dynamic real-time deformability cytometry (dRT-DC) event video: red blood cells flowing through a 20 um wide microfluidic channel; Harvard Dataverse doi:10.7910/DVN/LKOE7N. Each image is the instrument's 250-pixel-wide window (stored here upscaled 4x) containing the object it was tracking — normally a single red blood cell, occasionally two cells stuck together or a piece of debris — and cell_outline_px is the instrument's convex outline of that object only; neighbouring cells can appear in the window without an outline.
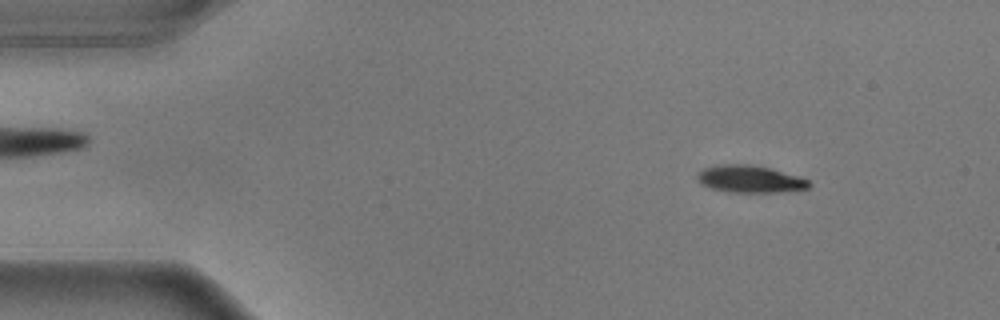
{"species": "common noctule bat (a hibernating species)", "species_latin": "Nyctalus noctula", "temperature_condition": "warm", "stored_images_in_passage": 56, "camera_frame_rate_fps": 3000, "um_per_image_px": 0.085, "animal": {"sex": "male", "body_mass_g": 17.9}, "frame": {"image": 1, "passage_image": 7, "time_ms": 2.0, "image_size_px": [1000, 320], "cell_outline_px": [[812, 184], [808, 188], [776, 192], [728, 192], [712, 188], [704, 184], [696, 176], [704, 168], [720, 164], [752, 164], [800, 176], [808, 180]], "centroid_in_image_um": [63.78, 15.21], "position_along_channel_um": 21.2, "area_um2": 17.46}}
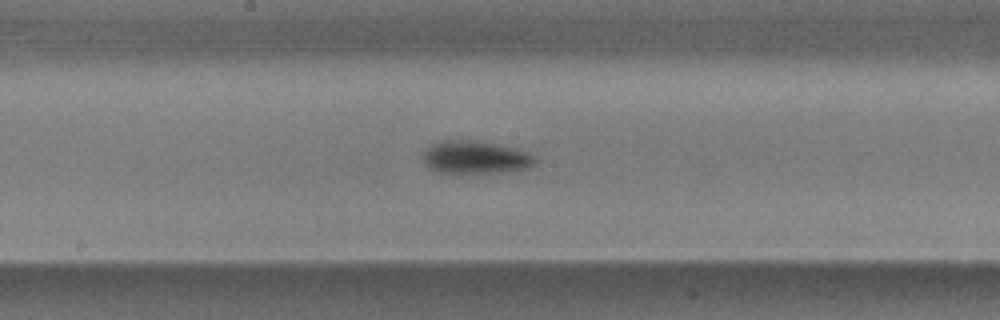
{"frame": {"image": 2, "passage_image": 29, "time_ms": 9.333, "image_size_px": [1000, 320], "cell_outline_px": [[536, 160], [528, 168], [500, 172], [456, 176], [440, 172], [428, 168], [424, 164], [420, 156], [424, 148], [440, 140], [468, 140], [496, 144], [516, 148], [528, 152]], "centroid_in_image_um": [40.28, 13.41], "position_along_channel_um": 207.9, "area_um2": 22.25}}
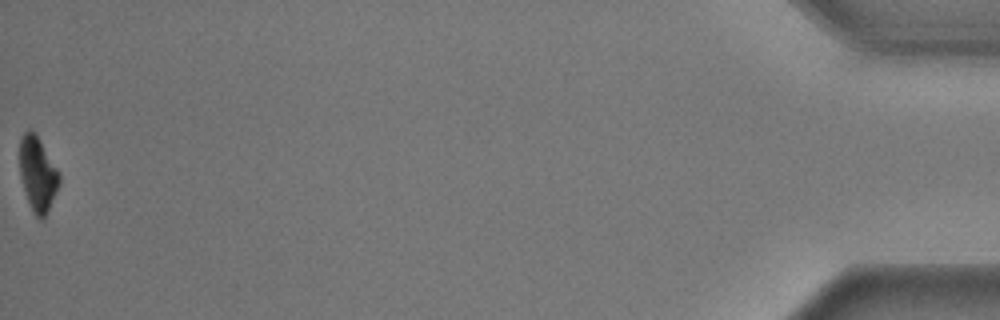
{"frame": {"image": 3, "passage_image": 56, "time_ms": 18.333, "image_size_px": [1000, 320], "cell_outline_px": [[60, 184], [48, 212], [40, 220], [36, 216], [28, 200], [20, 176], [20, 140], [24, 132], [28, 128], [40, 140], [60, 172]], "centroid_in_image_um": [3.23, 14.79], "position_along_channel_um": 432.0, "area_um2": 16.99}, "authors_computed_cell_mechanics": {"area_um2": 19.7098, "velocity_mm_per_s": 3.6063, "shape_relaxation_time_tau1_ms": 1.7474, "shape_relaxation_time_tau2_ms": null, "deformation_change_tau1": 0.1497, "deformation_change_tau2": null}}